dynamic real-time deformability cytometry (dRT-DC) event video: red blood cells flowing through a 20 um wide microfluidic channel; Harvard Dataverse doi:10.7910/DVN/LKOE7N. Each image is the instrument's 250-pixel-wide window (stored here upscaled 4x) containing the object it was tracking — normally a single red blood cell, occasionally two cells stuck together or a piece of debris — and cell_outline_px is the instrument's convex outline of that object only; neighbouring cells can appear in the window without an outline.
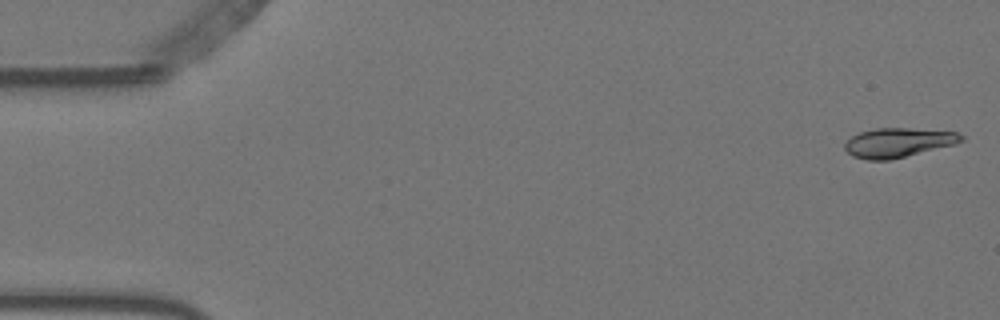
{"species": "Egyptian fruit bat (a non-hibernating species)", "species_latin": "Rousettus aegyptiacus", "temperature_condition": "warm", "stored_images_in_passage": 14, "camera_frame_rate_fps": 3000, "um_per_image_px": 0.085, "animal": {"sex": "female"}, "frame": {"image": 1, "passage_image": 1, "time_ms": 0.0, "image_size_px": [1000, 320], "cell_outline_px": [[964, 140], [956, 144], [888, 160], [868, 160], [852, 156], [844, 148], [844, 144], [852, 136], [860, 132], [876, 128], [912, 128], [956, 132], [964, 136]], "centroid_in_image_um": [76.35, 12.11], "position_along_channel_um": 8.7, "area_um2": 19.83}}